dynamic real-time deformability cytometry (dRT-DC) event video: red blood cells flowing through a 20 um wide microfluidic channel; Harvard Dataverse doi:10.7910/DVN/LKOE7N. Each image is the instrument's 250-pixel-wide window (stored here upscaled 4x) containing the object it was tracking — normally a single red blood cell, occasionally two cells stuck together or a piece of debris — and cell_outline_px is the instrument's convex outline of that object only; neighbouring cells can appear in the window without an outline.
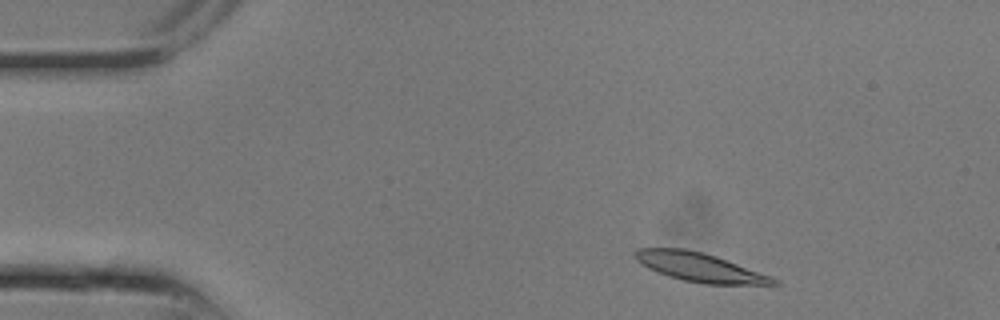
{"species": "common noctule bat (a hibernating species)", "species_latin": "Nyctalus noctula", "temperature_condition": "room temperature", "stored_images_in_passage": 7, "camera_frame_rate_fps": 3000, "um_per_image_px": 0.085, "animal": {"sex": "male", "body_mass_g": 13.3}, "frame": {"image": 1, "passage_image": 2, "time_ms": 0.333, "image_size_px": [1000, 320], "cell_outline_px": [[780, 284], [704, 284], [684, 280], [668, 276], [648, 268], [636, 260], [632, 256], [636, 248], [684, 248], [704, 252], [716, 256], [772, 276], [780, 280]], "centroid_in_image_um": [59.46, 22.7], "position_along_channel_um": 25.5, "area_um2": 23.35}}
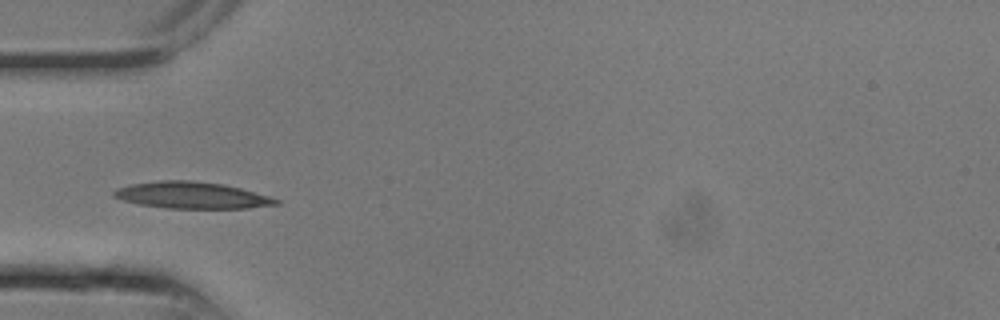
{"frame": {"image": 2, "passage_image": 6, "time_ms": 1.667, "image_size_px": [1000, 320], "cell_outline_px": [[280, 204], [248, 208], [168, 208], [136, 204], [112, 196], [112, 192], [116, 188], [132, 184], [160, 180], [192, 180], [224, 184], [272, 196], [280, 200]], "centroid_in_image_um": [16.32, 16.59], "position_along_channel_um": 68.7, "area_um2": 25.32}}